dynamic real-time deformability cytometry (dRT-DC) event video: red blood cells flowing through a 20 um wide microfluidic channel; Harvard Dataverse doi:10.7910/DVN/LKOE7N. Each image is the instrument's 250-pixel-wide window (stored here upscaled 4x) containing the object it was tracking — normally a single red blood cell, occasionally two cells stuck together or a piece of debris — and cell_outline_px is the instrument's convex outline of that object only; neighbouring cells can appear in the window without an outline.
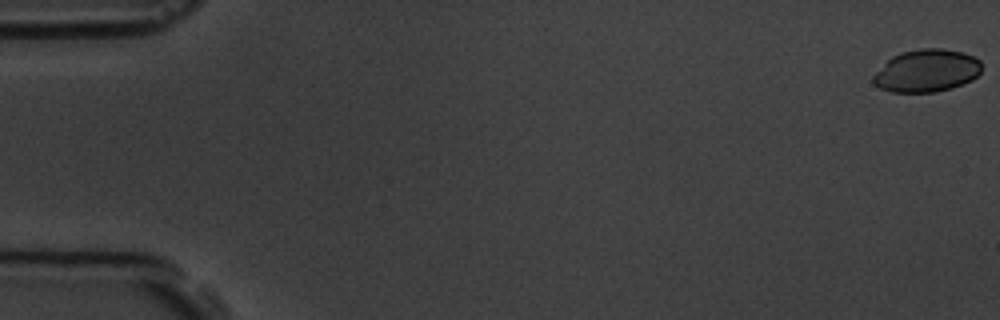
{"species": "common noctule bat (a hibernating species)", "species_latin": "Nyctalus noctula", "temperature_condition": "room temperature", "stored_images_in_passage": 5, "camera_frame_rate_fps": 3000, "um_per_image_px": 0.085, "animal": {"sex": "male", "body_mass_g": 19.5, "forearm_length_mm": 54.6}, "frame": {"image": 1, "passage_image": 1, "time_ms": 0.0, "image_size_px": [1000, 320], "cell_outline_px": [[980, 72], [972, 80], [952, 88], [936, 92], [892, 92], [880, 88], [872, 84], [872, 76], [892, 56], [900, 52], [920, 48], [940, 48], [964, 52], [980, 60]], "centroid_in_image_um": [78.75, 6.01], "position_along_channel_um": 6.3, "area_um2": 26.99}}
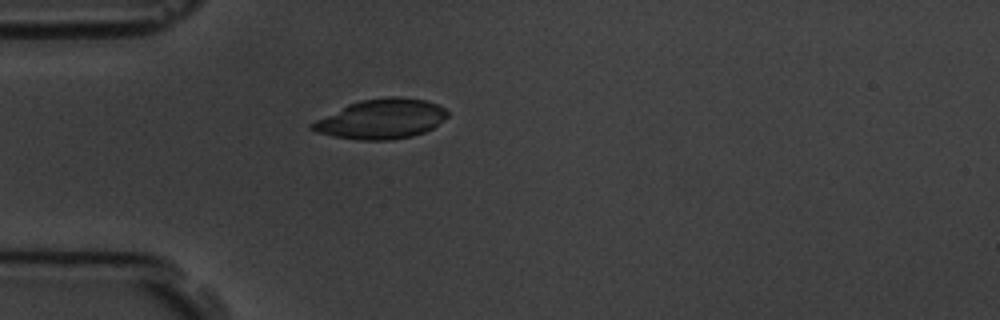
{"frame": {"image": 2, "passage_image": 5, "time_ms": 5.333, "image_size_px": [1000, 320], "cell_outline_px": [[448, 116], [432, 128], [424, 132], [412, 136], [392, 140], [360, 140], [332, 136], [316, 132], [308, 128], [308, 124], [348, 104], [360, 100], [388, 96], [400, 96], [424, 100], [436, 104], [444, 108], [448, 112]], "centroid_in_image_um": [32.38, 10.11], "position_along_channel_um": 52.6, "area_um2": 31.39}}